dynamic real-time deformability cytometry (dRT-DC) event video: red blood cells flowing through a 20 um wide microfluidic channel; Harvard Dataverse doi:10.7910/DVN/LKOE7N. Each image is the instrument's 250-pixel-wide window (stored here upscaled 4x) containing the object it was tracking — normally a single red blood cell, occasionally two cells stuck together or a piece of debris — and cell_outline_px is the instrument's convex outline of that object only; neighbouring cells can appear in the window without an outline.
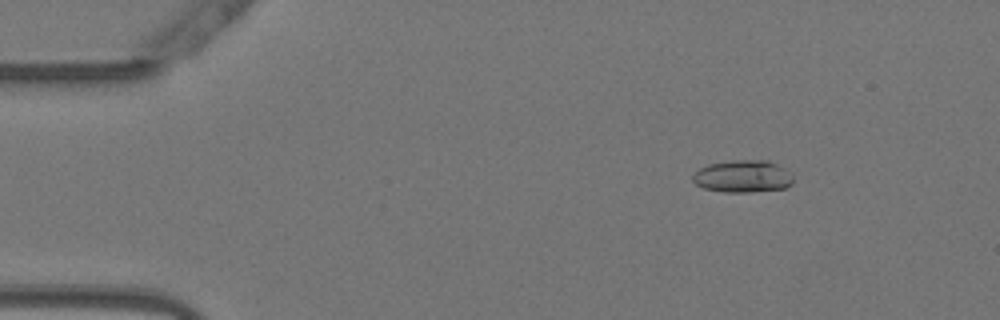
{"species": "Egyptian fruit bat (a non-hibernating species)", "species_latin": "Rousettus aegyptiacus", "temperature_condition": "warm", "stored_images_in_passage": 55, "camera_frame_rate_fps": 3000, "um_per_image_px": 0.085, "animal": {"sex": "female"}, "frame": {"image": 1, "passage_image": 8, "time_ms": 2.333, "image_size_px": [1000, 320], "cell_outline_px": [[792, 184], [784, 188], [752, 192], [724, 192], [704, 188], [696, 184], [692, 180], [692, 176], [700, 168], [708, 164], [732, 160], [768, 160], [776, 164], [792, 176]], "centroid_in_image_um": [63.1, 14.99], "position_along_channel_um": 21.9, "area_um2": 18.73}}
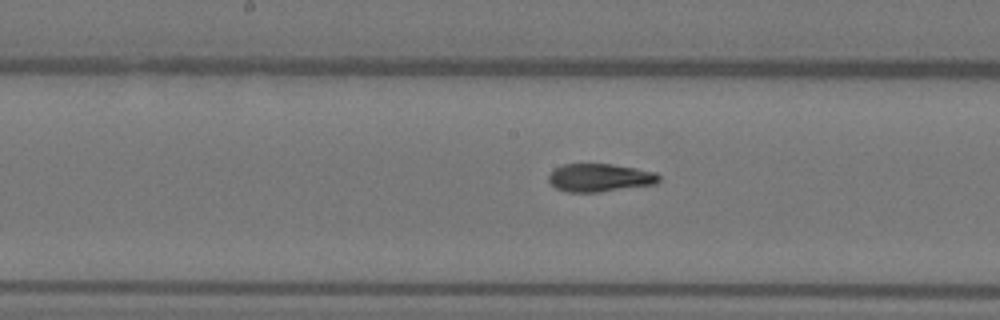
{"frame": {"image": 2, "passage_image": 28, "time_ms": 9.0, "image_size_px": [1000, 320], "cell_outline_px": [[660, 180], [656, 184], [600, 192], [568, 192], [556, 188], [548, 180], [548, 176], [556, 168], [564, 164], [612, 164], [636, 168], [656, 172], [660, 176]], "centroid_in_image_um": [51.01, 15.11], "position_along_channel_um": 197.2, "area_um2": 18.03}}
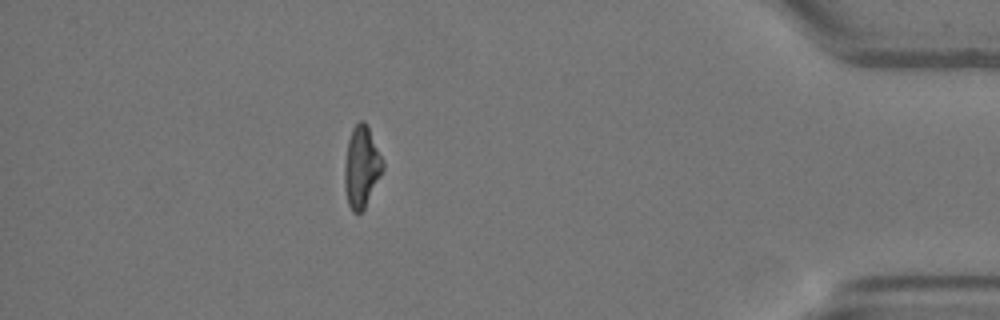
{"frame": {"image": 3, "passage_image": 48, "time_ms": 15.667, "image_size_px": [1000, 320], "cell_outline_px": [[384, 168], [364, 208], [360, 212], [352, 212], [348, 204], [344, 188], [344, 164], [348, 140], [352, 128], [360, 120], [364, 120], [384, 160]], "centroid_in_image_um": [30.71, 14.18], "position_along_channel_um": 404.5, "area_um2": 18.03}, "authors_computed_cell_mechanics": {"area_um2": 18.6116, "velocity_mm_per_s": 3.8196, "shape_relaxation_time_tau1_ms": 6.5173, "shape_relaxation_time_tau2_ms": 1.7069, "deformation_change_tau1": 0.203, "deformation_change_tau2": 0.0847}}